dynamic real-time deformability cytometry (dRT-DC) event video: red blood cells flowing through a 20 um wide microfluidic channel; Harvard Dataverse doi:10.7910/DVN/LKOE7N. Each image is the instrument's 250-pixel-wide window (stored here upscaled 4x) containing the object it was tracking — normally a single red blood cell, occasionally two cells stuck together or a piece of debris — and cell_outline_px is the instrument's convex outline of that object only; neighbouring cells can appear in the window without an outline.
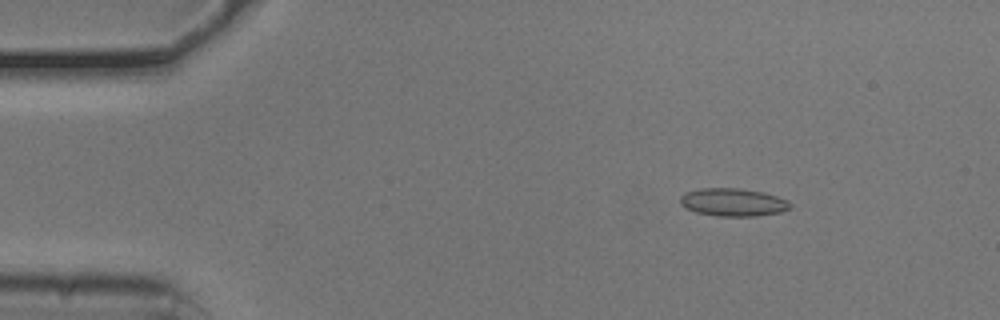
{"species": "common noctule bat (a hibernating species)", "species_latin": "Nyctalus noctula", "temperature_condition": "cold", "stored_images_in_passage": 54, "camera_frame_rate_fps": 3000, "um_per_image_px": 0.085, "animal": {"sex": "male", "body_mass_g": 20.5, "forearm_length_mm": 52.5}, "frame": {"image": 1, "passage_image": 8, "time_ms": 2.333, "image_size_px": [1000, 320], "cell_outline_px": [[792, 208], [780, 212], [756, 216], [716, 216], [696, 212], [680, 204], [680, 196], [684, 192], [700, 188], [740, 188], [764, 192], [788, 200], [792, 204]], "centroid_in_image_um": [62.32, 17.18], "position_along_channel_um": 22.7, "area_um2": 18.03}}
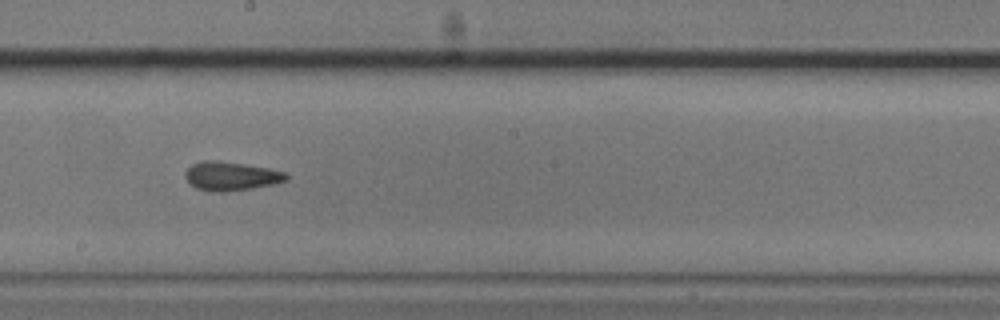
{"frame": {"image": 2, "passage_image": 30, "time_ms": 9.667, "image_size_px": [1000, 320], "cell_outline_px": [[288, 180], [276, 184], [252, 188], [224, 192], [220, 192], [196, 188], [184, 176], [184, 172], [192, 164], [200, 160], [220, 160], [268, 168], [284, 172], [288, 176]], "centroid_in_image_um": [19.64, 14.95], "position_along_channel_um": 228.6, "area_um2": 16.99}}
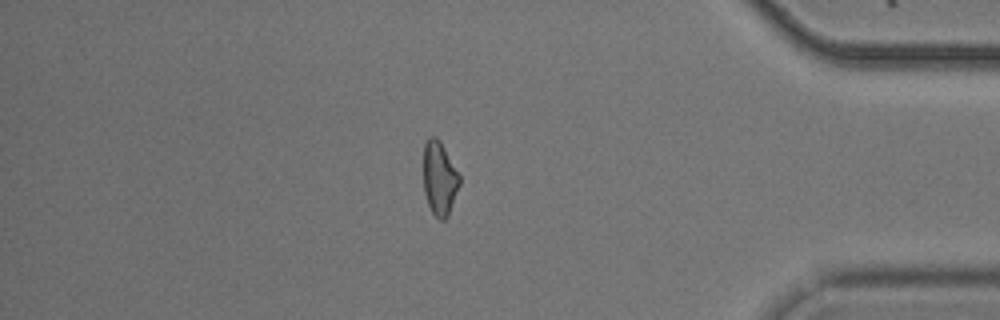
{"frame": {"image": 3, "passage_image": 46, "time_ms": 15.0, "image_size_px": [1000, 320], "cell_outline_px": [[460, 184], [448, 216], [444, 220], [440, 220], [432, 212], [428, 204], [424, 192], [424, 144], [428, 136], [436, 136], [440, 140], [460, 176]], "centroid_in_image_um": [37.35, 15.14], "position_along_channel_um": 397.8, "area_um2": 15.49}, "authors_computed_cell_mechanics": {"area_um2": 16.7042, "velocity_mm_per_s": 3.7938, "shape_relaxation_time_tau1_ms": 5.563, "shape_relaxation_time_tau2_ms": 2.8159, "deformation_change_tau1": 0.1148, "deformation_change_tau2": 0.0965}}